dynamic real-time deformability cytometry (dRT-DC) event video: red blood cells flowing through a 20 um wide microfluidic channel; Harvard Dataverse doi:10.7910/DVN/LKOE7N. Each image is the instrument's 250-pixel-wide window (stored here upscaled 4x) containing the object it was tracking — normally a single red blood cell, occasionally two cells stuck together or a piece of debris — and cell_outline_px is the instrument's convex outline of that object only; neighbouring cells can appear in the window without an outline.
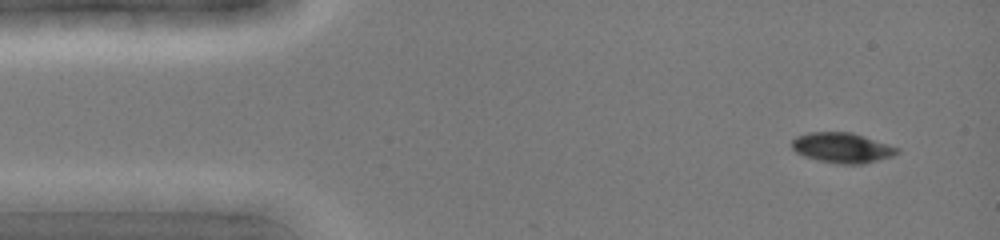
{"species": "common noctule bat (a hibernating species)", "species_latin": "Nyctalus noctula", "temperature_condition": "cold", "stored_images_in_passage": 6, "camera_frame_rate_fps": 3000, "um_per_image_px": 0.085, "animal": {"sex": "female", "body_mass_g": 19.0, "forearm_length_mm": 51.5}, "frame": {"image": 1, "passage_image": 1, "time_ms": 0.0, "image_size_px": [1000, 240], "cell_outline_px": [[900, 148], [896, 152], [888, 156], [876, 160], [860, 164], [844, 164], [820, 160], [796, 152], [792, 148], [792, 140], [796, 136], [808, 132], [852, 132]], "centroid_in_image_um": [71.54, 12.53], "position_along_channel_um": 13.5, "area_um2": 17.98}}
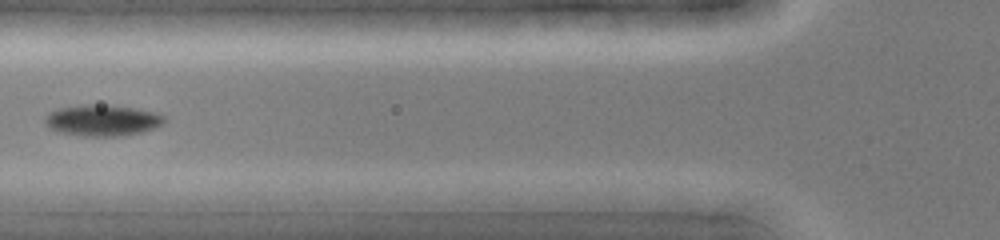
{"frame": {"image": 2, "passage_image": 5, "time_ms": 4.333, "image_size_px": [1000, 240], "cell_outline_px": [[164, 120], [160, 124], [152, 128], [140, 132], [116, 136], [84, 136], [60, 132], [44, 124], [44, 116], [48, 112], [56, 108], [88, 104], [132, 108], [152, 112], [164, 116]], "centroid_in_image_um": [8.59, 10.23], "position_along_channel_um": 117.2, "area_um2": 21.15}}
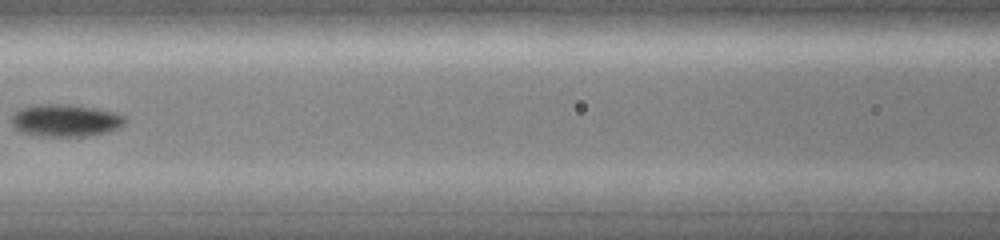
{"frame": {"image": 3, "passage_image": 6, "time_ms": 5.333, "image_size_px": [1000, 240], "cell_outline_px": [[124, 124], [116, 128], [104, 132], [88, 136], [40, 136], [20, 132], [12, 124], [12, 112], [20, 108], [36, 104], [68, 104], [96, 108], [116, 112], [124, 116]], "centroid_in_image_um": [5.51, 10.22], "position_along_channel_um": 161.1, "area_um2": 21.39}}